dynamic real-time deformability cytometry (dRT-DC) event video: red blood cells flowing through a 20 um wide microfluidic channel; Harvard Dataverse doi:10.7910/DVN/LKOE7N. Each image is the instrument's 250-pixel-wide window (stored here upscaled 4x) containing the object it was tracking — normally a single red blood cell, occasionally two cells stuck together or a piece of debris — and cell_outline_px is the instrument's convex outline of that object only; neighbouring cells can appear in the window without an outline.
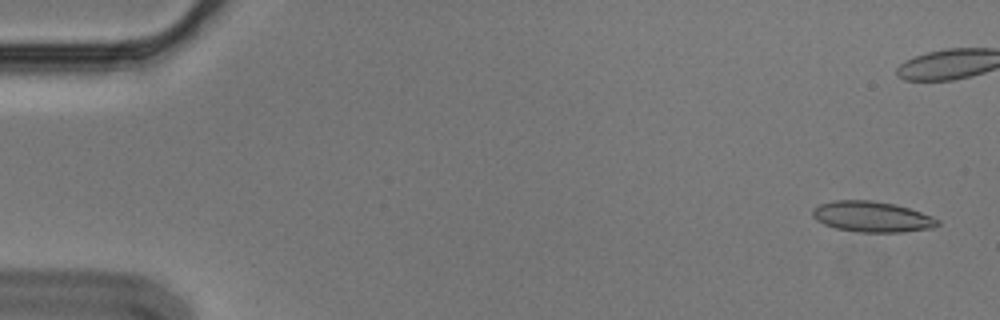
{"species": "Egyptian fruit bat (a non-hibernating species)", "species_latin": "Rousettus aegyptiacus", "temperature_condition": "cold", "stored_images_in_passage": 6, "camera_frame_rate_fps": 3000, "um_per_image_px": 0.085, "animal": {"sex": "male"}, "frame": {"image": 1, "passage_image": 1, "time_ms": 0.0, "image_size_px": [1000, 320], "cell_outline_px": [[940, 224], [932, 228], [904, 232], [856, 232], [836, 228], [824, 224], [816, 220], [812, 216], [812, 208], [820, 204], [836, 200], [872, 200], [892, 204], [908, 208], [932, 216], [940, 220]], "centroid_in_image_um": [74.11, 18.43], "position_along_channel_um": 10.9, "area_um2": 22.37}}